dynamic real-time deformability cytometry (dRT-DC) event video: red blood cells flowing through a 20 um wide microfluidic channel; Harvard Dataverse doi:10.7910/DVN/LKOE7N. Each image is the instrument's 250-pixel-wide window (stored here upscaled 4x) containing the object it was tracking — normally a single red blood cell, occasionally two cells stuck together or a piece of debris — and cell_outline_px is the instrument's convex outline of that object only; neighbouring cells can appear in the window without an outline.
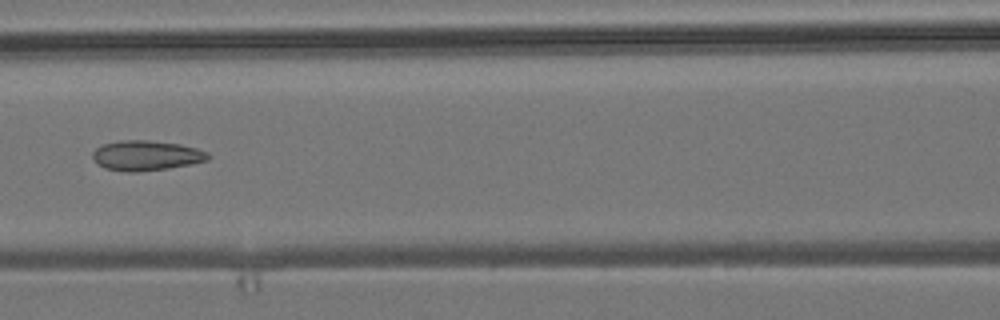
{"species": "common noctule bat (a hibernating species)", "species_latin": "Nyctalus noctula", "temperature_condition": "room temperature", "stored_images_in_passage": 3, "camera_frame_rate_fps": 3000, "um_per_image_px": 0.085, "animal": {"sex": "male", "body_mass_g": 19.2, "forearm_length_mm": 51.8}, "frame": {"image": 1, "passage_image": 3, "time_ms": 0.667, "image_size_px": [1000, 320], "cell_outline_px": [[212, 156], [208, 160], [192, 164], [168, 168], [136, 172], [128, 172], [104, 168], [92, 156], [92, 152], [100, 144], [120, 140], [148, 140], [180, 144], [196, 148], [208, 152]], "centroid_in_image_um": [12.45, 13.21], "position_along_channel_um": 154.2, "area_um2": 20.29}}